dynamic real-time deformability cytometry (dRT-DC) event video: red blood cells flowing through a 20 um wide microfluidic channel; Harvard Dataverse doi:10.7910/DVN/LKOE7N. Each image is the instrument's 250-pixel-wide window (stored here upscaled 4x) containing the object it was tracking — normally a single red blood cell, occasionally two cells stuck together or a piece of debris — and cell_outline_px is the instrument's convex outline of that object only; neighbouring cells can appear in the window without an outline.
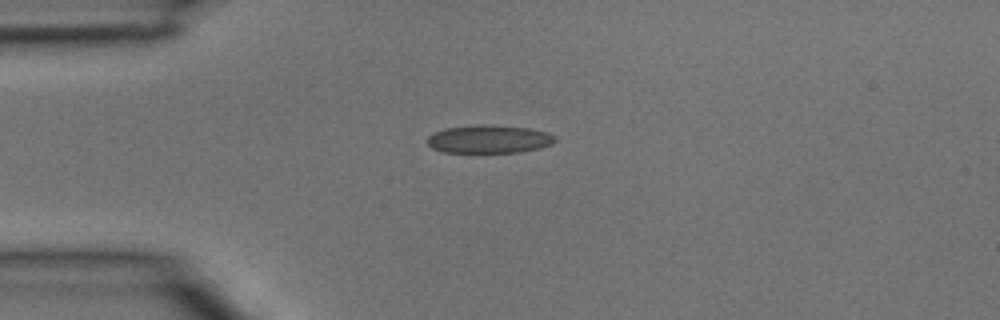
{"species": "common noctule bat (a hibernating species)", "species_latin": "Nyctalus noctula", "temperature_condition": "room temperature", "stored_images_in_passage": 2, "camera_frame_rate_fps": 3000, "um_per_image_px": 0.085, "animal": {"sex": "male", "body_mass_g": 15.6}, "frame": {"image": 1, "passage_image": 1, "time_ms": 0.0, "image_size_px": [1000, 320], "cell_outline_px": [[556, 140], [552, 144], [540, 148], [520, 152], [444, 152], [432, 148], [424, 140], [432, 132], [444, 128], [528, 128], [548, 132], [556, 136]], "centroid_in_image_um": [41.56, 11.88], "position_along_channel_um": 43.4, "area_um2": 19.88}}